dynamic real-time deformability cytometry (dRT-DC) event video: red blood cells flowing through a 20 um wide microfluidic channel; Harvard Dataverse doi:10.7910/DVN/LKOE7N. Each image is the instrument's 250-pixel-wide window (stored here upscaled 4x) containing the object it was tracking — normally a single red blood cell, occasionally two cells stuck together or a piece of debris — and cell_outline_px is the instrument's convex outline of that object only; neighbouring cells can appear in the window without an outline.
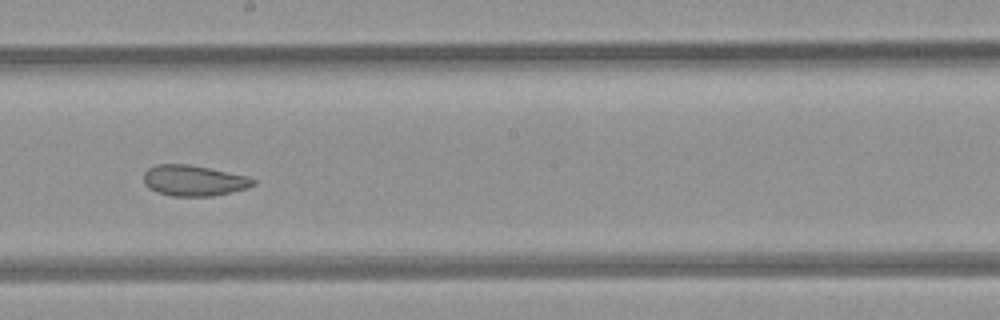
{"species": "common noctule bat (a hibernating species)", "species_latin": "Nyctalus noctula", "temperature_condition": "room temperature", "stored_images_in_passage": 49, "camera_frame_rate_fps": 3000, "um_per_image_px": 0.085, "animal": {"sex": "female", "body_mass_g": 21.9}, "frame": {"image": 1, "passage_image": 28, "time_ms": 9.0, "image_size_px": [1000, 320], "cell_outline_px": [[256, 184], [248, 188], [232, 192], [212, 196], [172, 196], [156, 192], [148, 188], [144, 184], [144, 172], [148, 168], [156, 164], [188, 164], [248, 176], [256, 180]], "centroid_in_image_um": [16.46, 15.35], "position_along_channel_um": 231.7, "area_um2": 19.77}, "authors_computed_cell_mechanics": {"area_um2": 25.7788, "velocity_mm_per_s": 4.2439, "shape_relaxation_time_tau1_ms": null, "shape_relaxation_time_tau2_ms": 2.1513, "deformation_change_tau1": null, "deformation_change_tau2": 0.0853}}